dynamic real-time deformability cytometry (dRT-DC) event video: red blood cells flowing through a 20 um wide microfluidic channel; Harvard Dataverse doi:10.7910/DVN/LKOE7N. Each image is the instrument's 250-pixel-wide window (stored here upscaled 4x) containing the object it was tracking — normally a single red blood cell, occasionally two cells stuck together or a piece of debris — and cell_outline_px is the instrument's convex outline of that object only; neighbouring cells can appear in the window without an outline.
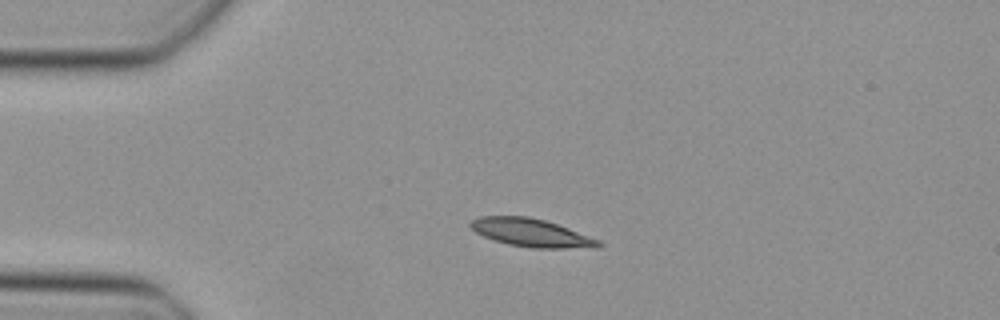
{"species": "Egyptian fruit bat (a non-hibernating species)", "species_latin": "Rousettus aegyptiacus", "temperature_condition": "cold", "stored_images_in_passage": 38, "camera_frame_rate_fps": 3000, "um_per_image_px": 0.085, "animal": {"sex": "female"}, "frame": {"image": 1, "passage_image": 1, "time_ms": 0.0, "image_size_px": [1000, 320], "cell_outline_px": [[604, 244], [560, 248], [532, 248], [508, 244], [484, 236], [476, 232], [468, 224], [472, 220], [480, 216], [528, 216], [544, 220], [568, 228], [600, 240]], "centroid_in_image_um": [45.06, 19.76], "position_along_channel_um": 39.9, "area_um2": 20.29}}
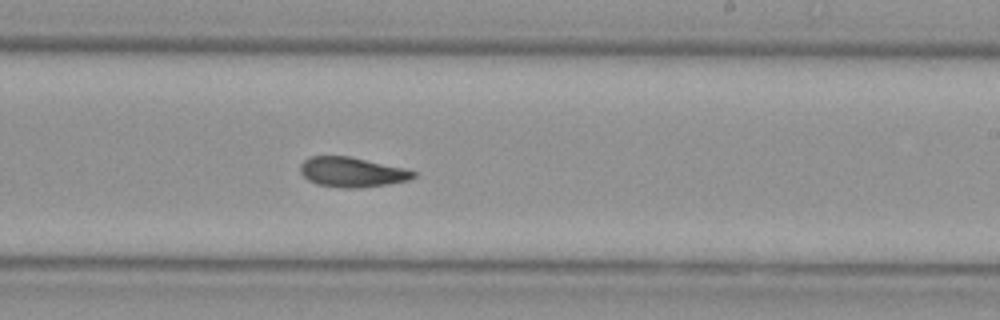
{"frame": {"image": 2, "passage_image": 19, "time_ms": 6.0, "image_size_px": [1000, 320], "cell_outline_px": [[416, 176], [408, 180], [388, 184], [360, 188], [340, 188], [316, 184], [308, 180], [300, 172], [300, 164], [308, 156], [348, 156], [404, 168], [416, 172]], "centroid_in_image_um": [29.88, 14.63], "position_along_channel_um": 259.1, "area_um2": 19.71}}
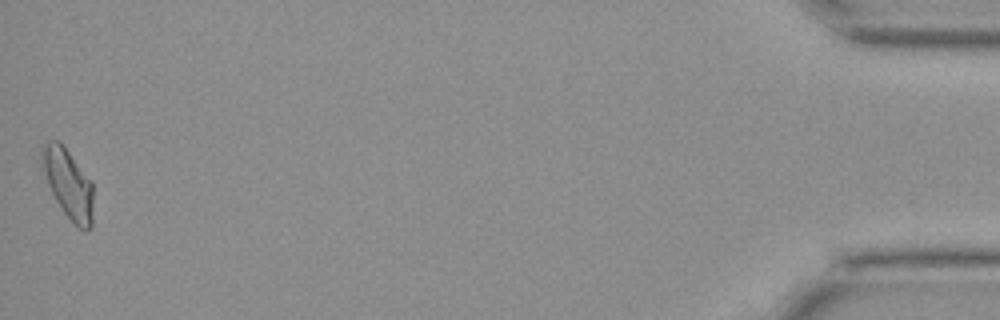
{"frame": {"image": 3, "passage_image": 38, "time_ms": 12.333, "image_size_px": [1000, 320], "cell_outline_px": [[92, 228], [88, 232], [80, 228], [64, 212], [56, 200], [48, 184], [44, 172], [40, 156], [44, 144], [48, 140], [60, 140], [92, 184]], "centroid_in_image_um": [5.79, 15.6], "position_along_channel_um": 429.4, "area_um2": 20.23}}